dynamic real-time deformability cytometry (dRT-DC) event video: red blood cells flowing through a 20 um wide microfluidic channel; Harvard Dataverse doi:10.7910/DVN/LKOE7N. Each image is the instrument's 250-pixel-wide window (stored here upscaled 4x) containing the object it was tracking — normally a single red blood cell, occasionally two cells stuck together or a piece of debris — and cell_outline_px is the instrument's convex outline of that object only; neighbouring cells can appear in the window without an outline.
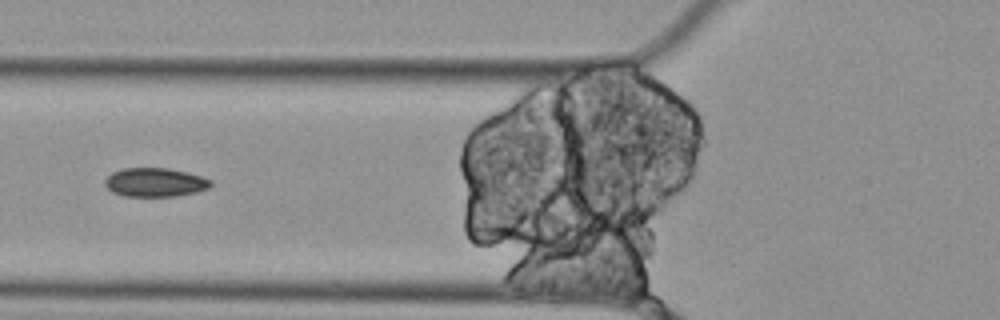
{"species": "Egyptian fruit bat (a non-hibernating species)", "species_latin": "Rousettus aegyptiacus", "temperature_condition": "cold", "stored_images_in_passage": 8, "segment_of_instrument_passage": [2, 2], "camera_frame_rate_fps": 3000, "um_per_image_px": 0.085, "animal": {"sex": "female"}, "frame": {"image": 1, "passage_image": 6, "time_ms": 1.667, "image_size_px": [1000, 320], "cell_outline_px": [[212, 184], [208, 188], [196, 192], [176, 196], [124, 196], [112, 192], [104, 184], [104, 180], [112, 172], [124, 168], [168, 168], [200, 176], [212, 180]], "centroid_in_image_um": [13.16, 15.5], "position_along_channel_um": 112.6, "area_um2": 17.69}}
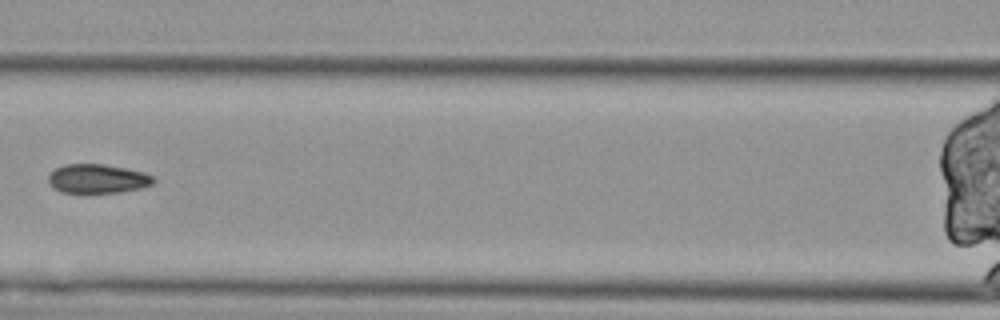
{"frame": {"image": 2, "passage_image": 7, "time_ms": 2.0, "image_size_px": [1000, 320], "cell_outline_px": [[156, 180], [152, 184], [140, 188], [120, 192], [60, 192], [52, 188], [48, 180], [48, 172], [64, 164], [104, 164], [144, 172], [152, 176]], "centroid_in_image_um": [8.25, 15.18], "position_along_channel_um": 158.4, "area_um2": 17.8}}
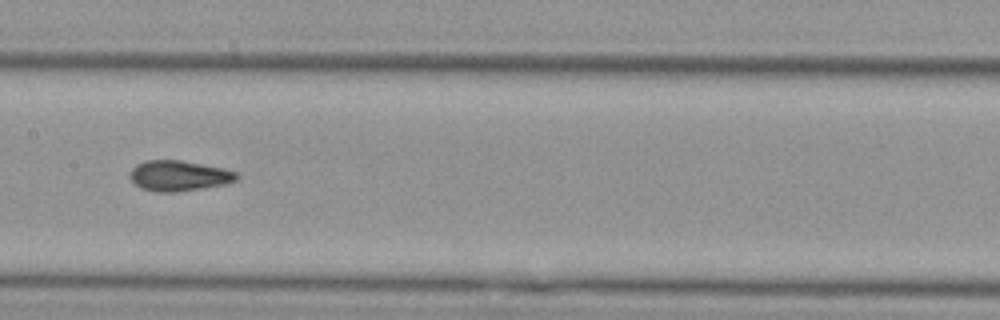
{"frame": {"image": 3, "passage_image": 8, "time_ms": 2.333, "image_size_px": [1000, 320], "cell_outline_px": [[240, 176], [236, 180], [224, 184], [176, 192], [156, 192], [140, 188], [128, 176], [132, 168], [136, 164], [144, 160], [180, 160], [224, 168], [236, 172]], "centroid_in_image_um": [15.18, 14.93], "position_along_channel_um": 192.2, "area_um2": 18.96}}